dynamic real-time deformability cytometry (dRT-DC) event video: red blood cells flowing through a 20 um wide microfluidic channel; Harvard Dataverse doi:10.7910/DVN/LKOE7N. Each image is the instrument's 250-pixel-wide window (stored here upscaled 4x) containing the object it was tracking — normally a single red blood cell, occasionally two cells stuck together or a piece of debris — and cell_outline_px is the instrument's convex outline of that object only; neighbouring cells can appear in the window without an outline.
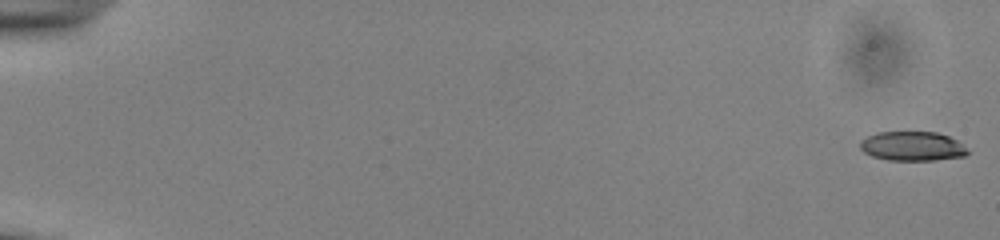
{"species": "common noctule bat (a hibernating species)", "species_latin": "Nyctalus noctula", "temperature_condition": "cold", "stored_images_in_passage": 54, "camera_frame_rate_fps": 3000, "um_per_image_px": 0.085, "animal": {"sex": "male", "body_mass_g": 13.0, "forearm_length_mm": 53.1}, "frame": {"image": 1, "passage_image": 1, "time_ms": 0.0, "image_size_px": [1000, 240], "cell_outline_px": [[968, 152], [964, 156], [936, 160], [888, 160], [872, 156], [864, 152], [860, 148], [860, 140], [876, 132], [936, 132], [948, 136], [956, 140]], "centroid_in_image_um": [77.5, 12.42], "position_along_channel_um": 7.5, "area_um2": 18.21}}
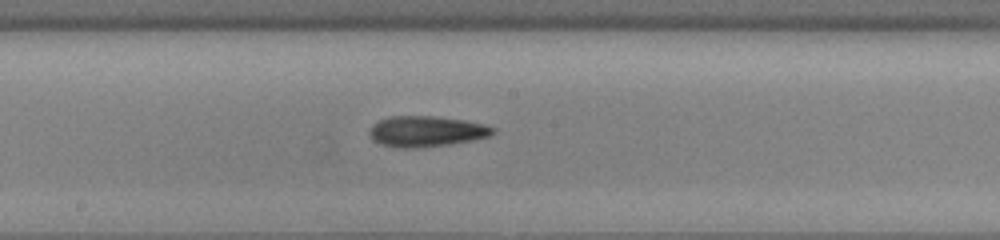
{"frame": {"image": 2, "passage_image": 31, "time_ms": 10.0, "image_size_px": [1000, 240], "cell_outline_px": [[496, 132], [488, 136], [472, 140], [452, 144], [424, 148], [396, 148], [380, 144], [372, 140], [368, 132], [372, 124], [380, 120], [392, 116], [432, 116], [464, 120], [484, 124], [496, 128]], "centroid_in_image_um": [36.22, 11.18], "position_along_channel_um": 212.0, "area_um2": 22.37}}
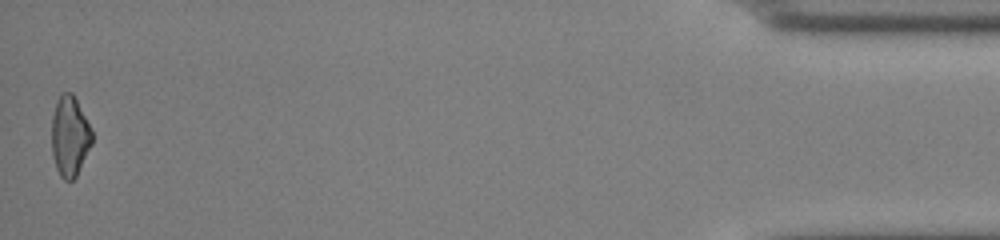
{"frame": {"image": 3, "passage_image": 54, "time_ms": 17.667, "image_size_px": [1000, 240], "cell_outline_px": [[92, 144], [76, 176], [72, 180], [64, 180], [60, 176], [56, 168], [52, 156], [52, 116], [56, 100], [64, 92], [72, 92], [92, 132]], "centroid_in_image_um": [5.91, 11.6], "position_along_channel_um": 429.3, "area_um2": 18.67}, "authors_computed_cell_mechanics": {"area_um2": 20.0855, "velocity_mm_per_s": 3.9232, "shape_relaxation_time_tau1_ms": 4.0759, "shape_relaxation_time_tau2_ms": null, "deformation_change_tau1": 0.1365, "deformation_change_tau2": null}}